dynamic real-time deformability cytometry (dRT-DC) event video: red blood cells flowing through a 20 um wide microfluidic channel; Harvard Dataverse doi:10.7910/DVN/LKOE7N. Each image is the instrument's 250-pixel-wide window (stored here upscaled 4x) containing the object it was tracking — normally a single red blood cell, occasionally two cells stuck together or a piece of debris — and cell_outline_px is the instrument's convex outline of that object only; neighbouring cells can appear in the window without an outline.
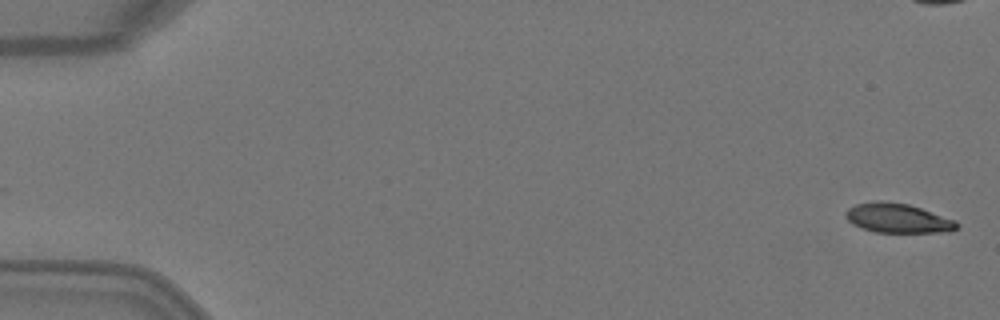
{"species": "Egyptian fruit bat (a non-hibernating species)", "species_latin": "Rousettus aegyptiacus", "temperature_condition": "warm", "stored_images_in_passage": 6, "camera_frame_rate_fps": 3000, "um_per_image_px": 0.085, "animal": {"sex": "female"}, "frame": {"image": 1, "passage_image": 1, "time_ms": 0.0, "image_size_px": [1000, 320], "cell_outline_px": [[960, 224], [956, 228], [948, 232], [876, 232], [852, 224], [844, 216], [844, 212], [848, 208], [856, 204], [872, 200], [880, 200], [908, 204], [956, 220]], "centroid_in_image_um": [76.28, 18.53], "position_along_channel_um": 8.7, "area_um2": 19.07}}
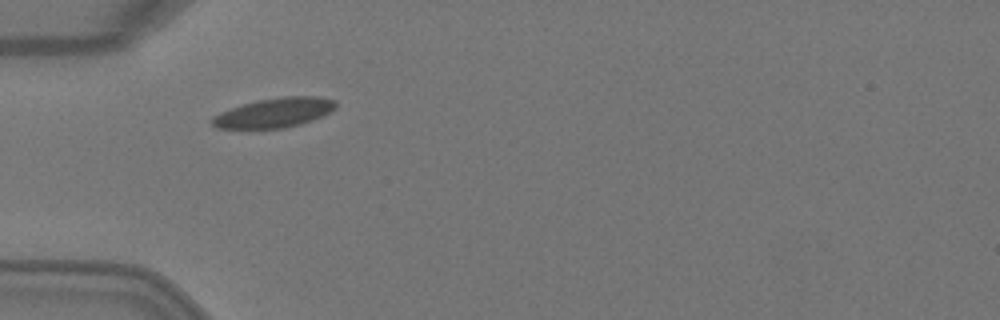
{"frame": {"image": 2, "passage_image": 6, "time_ms": 1.667, "image_size_px": [1000, 320], "cell_outline_px": [[336, 108], [312, 120], [300, 124], [284, 128], [216, 128], [208, 120], [212, 116], [220, 112], [256, 100], [284, 96], [316, 96], [336, 100]], "centroid_in_image_um": [23.29, 9.57], "position_along_channel_um": 61.7, "area_um2": 21.21}}